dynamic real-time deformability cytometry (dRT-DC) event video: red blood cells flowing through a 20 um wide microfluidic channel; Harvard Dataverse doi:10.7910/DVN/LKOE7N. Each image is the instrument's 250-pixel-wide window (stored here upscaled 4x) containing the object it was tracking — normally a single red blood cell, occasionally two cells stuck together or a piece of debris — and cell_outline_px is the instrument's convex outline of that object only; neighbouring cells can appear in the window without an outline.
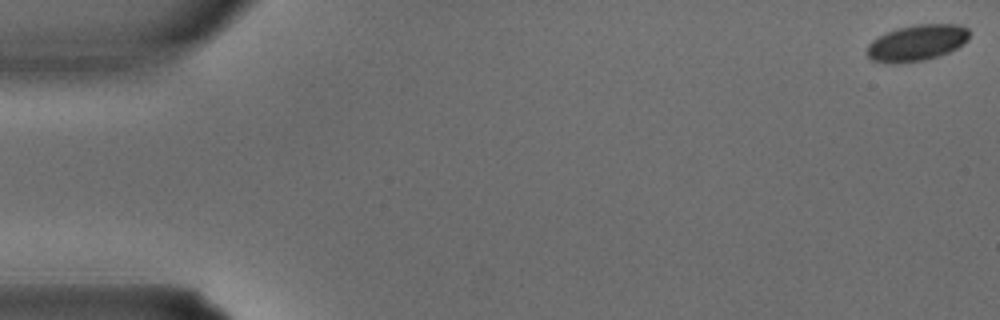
{"species": "common noctule bat (a hibernating species)", "species_latin": "Nyctalus noctula", "temperature_condition": "warm", "stored_images_in_passage": 3, "camera_frame_rate_fps": 3000, "um_per_image_px": 0.085, "animal": {"sex": "male", "body_mass_g": 15.6}, "frame": {"image": 1, "passage_image": 1, "time_ms": 0.0, "image_size_px": [1000, 320], "cell_outline_px": [[968, 40], [964, 44], [948, 52], [924, 60], [872, 60], [868, 56], [868, 44], [872, 40], [896, 28], [920, 24], [960, 24], [968, 28]], "centroid_in_image_um": [78.01, 3.58], "position_along_channel_um": 7.0, "area_um2": 20.63}}